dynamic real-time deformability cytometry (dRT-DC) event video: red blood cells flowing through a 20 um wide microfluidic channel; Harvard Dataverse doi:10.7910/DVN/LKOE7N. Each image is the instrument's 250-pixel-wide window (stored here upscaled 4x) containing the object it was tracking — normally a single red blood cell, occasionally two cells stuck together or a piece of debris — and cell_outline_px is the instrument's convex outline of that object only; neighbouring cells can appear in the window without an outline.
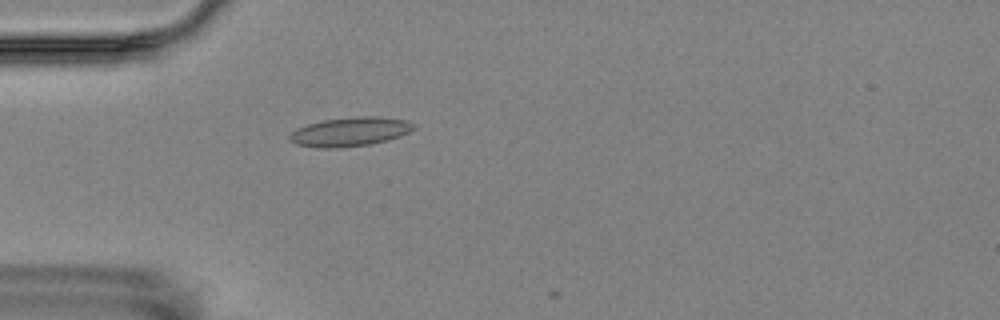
{"species": "Egyptian fruit bat (a non-hibernating species)", "species_latin": "Rousettus aegyptiacus", "temperature_condition": "room temperature", "stored_images_in_passage": 5, "camera_frame_rate_fps": 3000, "um_per_image_px": 0.085, "animal": {"sex": "female"}, "frame": {"image": 1, "passage_image": 5, "time_ms": 4.667, "image_size_px": [1000, 320], "cell_outline_px": [[416, 128], [400, 136], [388, 140], [368, 144], [340, 148], [316, 148], [296, 144], [288, 140], [288, 136], [296, 128], [308, 124], [324, 120], [356, 116], [380, 116], [408, 120], [416, 124]], "centroid_in_image_um": [29.76, 11.19], "position_along_channel_um": 55.2, "area_um2": 21.27}}